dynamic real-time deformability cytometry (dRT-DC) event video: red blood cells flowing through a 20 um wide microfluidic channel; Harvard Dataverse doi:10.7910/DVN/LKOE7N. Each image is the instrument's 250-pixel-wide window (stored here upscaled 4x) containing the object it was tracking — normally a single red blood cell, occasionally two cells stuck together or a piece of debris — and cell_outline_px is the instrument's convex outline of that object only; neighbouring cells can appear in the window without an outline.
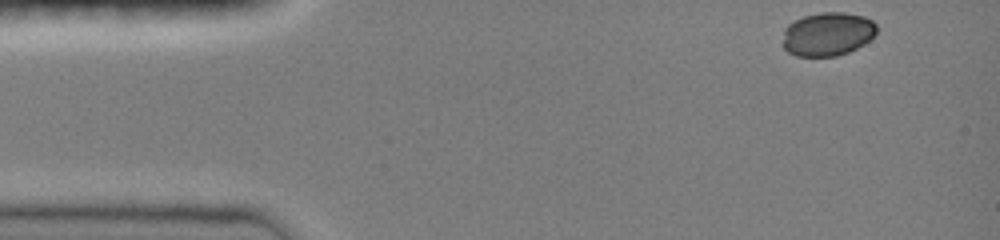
{"species": "common noctule bat (a hibernating species)", "species_latin": "Nyctalus noctula", "temperature_condition": "room temperature", "stored_images_in_passage": 39, "camera_frame_rate_fps": 3000, "um_per_image_px": 0.085, "animal": {"sex": "female", "body_mass_g": 19.0, "forearm_length_mm": 51.5}, "frame": {"image": 1, "passage_image": 1, "time_ms": 0.0, "image_size_px": [1000, 240], "cell_outline_px": [[876, 32], [864, 44], [848, 52], [836, 56], [796, 56], [788, 52], [784, 48], [784, 28], [788, 24], [804, 16], [820, 12], [844, 12], [864, 16], [872, 20], [876, 24]], "centroid_in_image_um": [70.34, 2.89], "position_along_channel_um": 14.7, "area_um2": 23.81}}
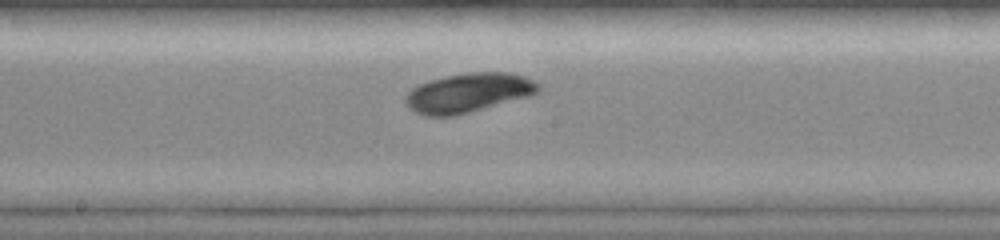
{"frame": {"image": 2, "passage_image": 22, "time_ms": 7.0, "image_size_px": [1000, 240], "cell_outline_px": [[540, 88], [532, 96], [456, 116], [424, 116], [408, 108], [404, 104], [404, 96], [412, 88], [420, 84], [432, 80], [448, 76], [472, 72], [508, 72], [524, 76], [540, 84]], "centroid_in_image_um": [39.81, 7.91], "position_along_channel_um": 208.4, "area_um2": 30.58}}
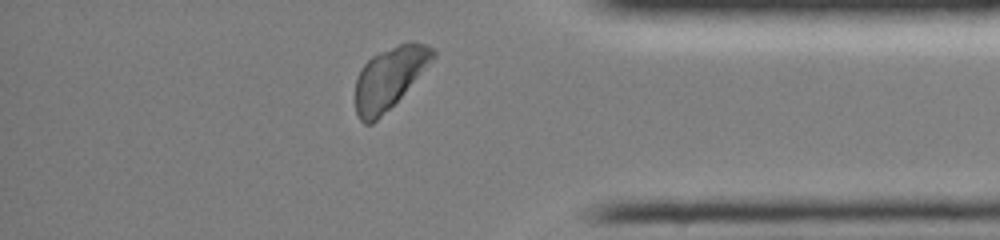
{"frame": {"image": 3, "passage_image": 37, "time_ms": 12.0, "image_size_px": [1000, 240], "cell_outline_px": [[436, 56], [400, 96], [372, 124], [364, 124], [360, 120], [356, 112], [356, 80], [360, 68], [372, 56], [380, 52], [400, 44], [424, 44], [436, 48]], "centroid_in_image_um": [33.07, 6.63], "position_along_channel_um": 402.1, "area_um2": 26.88}}